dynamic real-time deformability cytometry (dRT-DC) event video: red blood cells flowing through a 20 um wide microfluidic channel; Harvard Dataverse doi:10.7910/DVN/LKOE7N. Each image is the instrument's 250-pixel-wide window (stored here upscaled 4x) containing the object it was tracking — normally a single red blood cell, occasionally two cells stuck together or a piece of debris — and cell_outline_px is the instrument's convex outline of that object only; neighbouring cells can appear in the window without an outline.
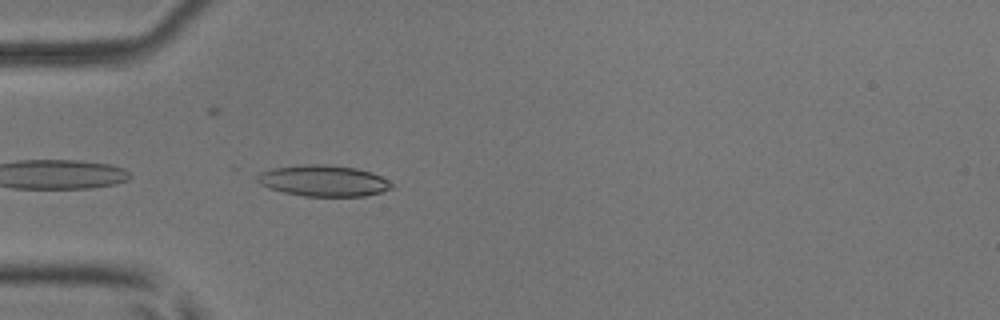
{"species": "common noctule bat (a hibernating species)", "species_latin": "Nyctalus noctula", "temperature_condition": "room temperature", "stored_images_in_passage": 38, "camera_frame_rate_fps": 3000, "um_per_image_px": 0.085, "animal": {"sex": "male", "body_mass_g": 17.9, "forearm_length_mm": 54.2}, "frame": {"image": 1, "passage_image": 1, "time_ms": 0.0, "image_size_px": [1000, 320], "cell_outline_px": [[392, 188], [380, 192], [364, 196], [304, 196], [284, 192], [268, 188], [260, 184], [252, 176], [260, 172], [272, 168], [300, 164], [328, 164], [356, 168], [372, 172], [388, 180], [392, 184]], "centroid_in_image_um": [27.43, 15.35], "position_along_channel_um": 57.6, "area_um2": 24.62}}
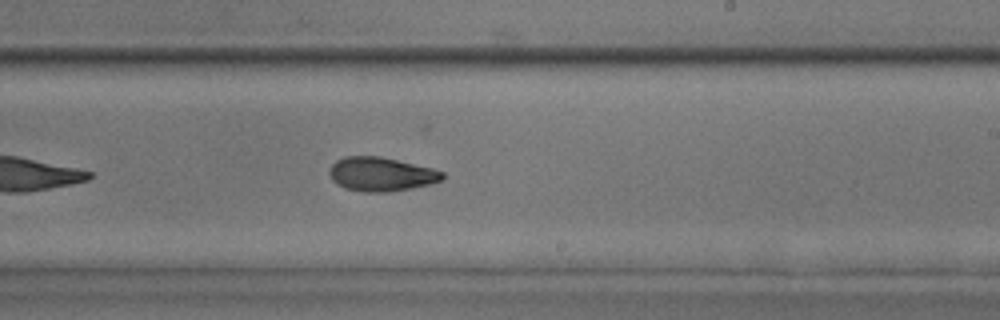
{"frame": {"image": 2, "passage_image": 17, "time_ms": 5.333, "image_size_px": [1000, 320], "cell_outline_px": [[444, 180], [412, 188], [388, 192], [364, 192], [344, 188], [332, 180], [328, 172], [332, 164], [336, 160], [344, 156], [380, 156], [432, 168], [444, 172]], "centroid_in_image_um": [32.38, 14.8], "position_along_channel_um": 256.6, "area_um2": 22.43}}
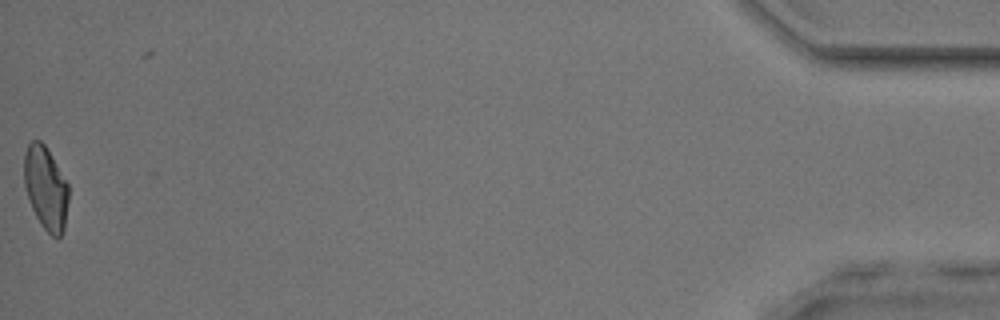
{"frame": {"image": 3, "passage_image": 38, "time_ms": 12.333, "image_size_px": [1000, 320], "cell_outline_px": [[68, 200], [64, 232], [60, 236], [52, 236], [40, 224], [28, 200], [24, 184], [24, 152], [28, 144], [32, 140], [40, 140], [44, 144], [68, 184]], "centroid_in_image_um": [3.88, 15.99], "position_along_channel_um": 431.3, "area_um2": 21.5}, "authors_computed_cell_mechanics": {"area_um2": 22.0218, "velocity_mm_per_s": 3.8736, "shape_relaxation_time_tau1_ms": 5.5264, "shape_relaxation_time_tau2_ms": 3.758, "deformation_change_tau1": 0.1714, "deformation_change_tau2": 0.1035}}